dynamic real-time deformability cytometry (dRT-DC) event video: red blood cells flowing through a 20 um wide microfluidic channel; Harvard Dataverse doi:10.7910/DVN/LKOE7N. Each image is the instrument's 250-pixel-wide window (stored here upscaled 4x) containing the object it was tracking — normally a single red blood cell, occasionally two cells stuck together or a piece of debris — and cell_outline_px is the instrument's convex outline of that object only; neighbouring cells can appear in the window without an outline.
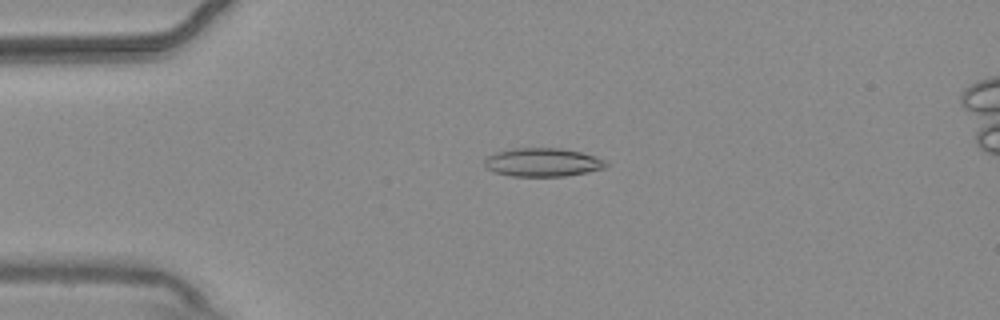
{"species": "common noctule bat (a hibernating species)", "species_latin": "Nyctalus noctula", "temperature_condition": "warm", "stored_images_in_passage": 55, "camera_frame_rate_fps": 3000, "um_per_image_px": 0.085, "animal": {"sex": "male", "body_mass_g": 20.4}, "frame": {"image": 1, "passage_image": 13, "time_ms": 4.0, "image_size_px": [1000, 320], "cell_outline_px": [[608, 164], [604, 168], [588, 172], [564, 176], [512, 176], [496, 172], [488, 168], [484, 164], [484, 160], [488, 156], [496, 152], [512, 148], [560, 148], [580, 152], [596, 156], [604, 160]], "centroid_in_image_um": [46.14, 13.79], "position_along_channel_um": 38.9, "area_um2": 20.06}}
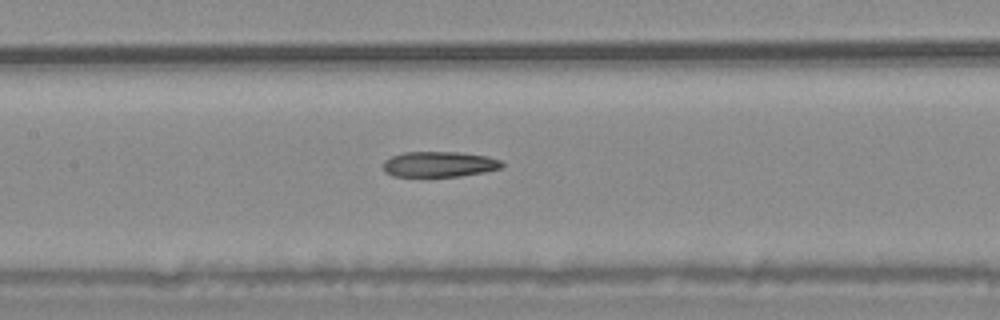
{"frame": {"image": 2, "passage_image": 26, "time_ms": 8.333, "image_size_px": [1000, 320], "cell_outline_px": [[504, 164], [500, 168], [484, 172], [460, 176], [392, 176], [384, 172], [380, 164], [384, 160], [392, 156], [404, 152], [456, 152], [484, 156], [500, 160]], "centroid_in_image_um": [37.25, 13.96], "position_along_channel_um": 170.1, "area_um2": 17.63}}
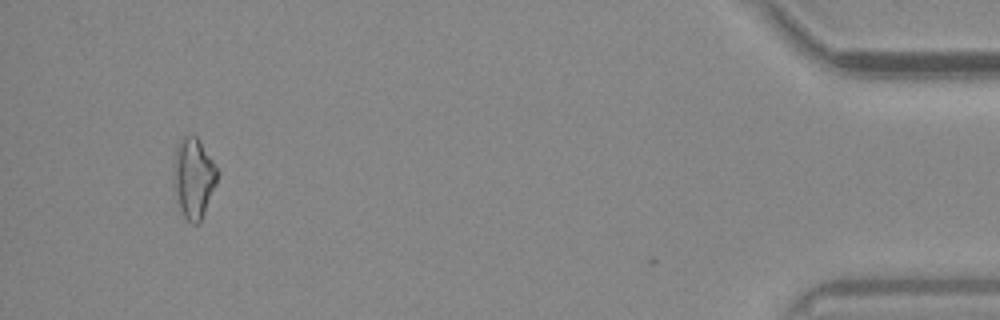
{"frame": {"image": 3, "passage_image": 52, "time_ms": 17.0, "image_size_px": [1000, 320], "cell_outline_px": [[216, 184], [200, 220], [196, 224], [192, 224], [184, 216], [180, 208], [172, 184], [172, 176], [176, 148], [180, 140], [184, 136], [196, 136], [212, 160], [216, 168]], "centroid_in_image_um": [16.41, 15.12], "position_along_channel_um": 418.8, "area_um2": 19.94}}